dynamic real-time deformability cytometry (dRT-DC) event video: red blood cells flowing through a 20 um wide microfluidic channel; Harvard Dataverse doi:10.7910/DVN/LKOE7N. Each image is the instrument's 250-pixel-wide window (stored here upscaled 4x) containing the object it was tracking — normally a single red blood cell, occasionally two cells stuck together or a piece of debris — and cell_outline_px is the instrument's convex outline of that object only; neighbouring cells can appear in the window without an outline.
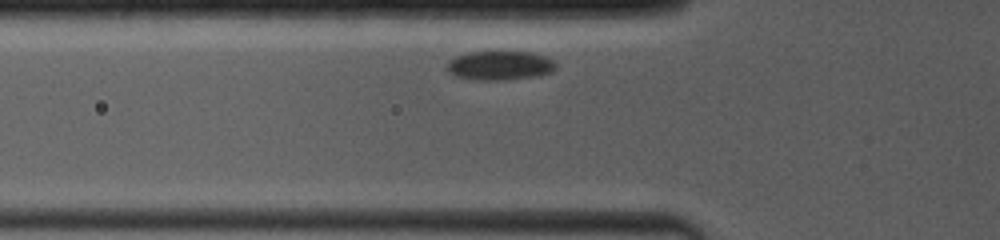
{"species": "common noctule bat (a hibernating species)", "species_latin": "Nyctalus noctula", "temperature_condition": "room temperature", "stored_images_in_passage": 14, "camera_frame_rate_fps": 4000, "um_per_image_px": 0.085, "animal": {"sex": "female", "body_mass_g": 19.0, "forearm_length_mm": 53.3}, "frame": {"image": 1, "passage_image": 2, "time_ms": 0.75, "image_size_px": [1000, 240], "cell_outline_px": [[556, 68], [552, 72], [536, 76], [508, 80], [476, 80], [456, 76], [448, 72], [444, 68], [444, 64], [448, 60], [456, 56], [468, 52], [496, 48], [532, 52], [548, 56], [556, 64]], "centroid_in_image_um": [42.46, 5.51], "position_along_channel_um": 83.3, "area_um2": 19.77}}
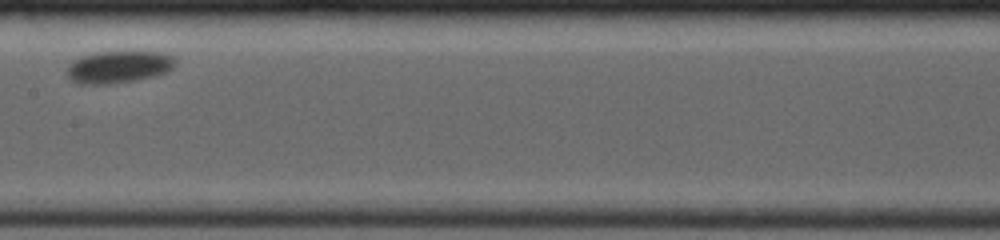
{"frame": {"image": 2, "passage_image": 7, "time_ms": 4.25, "image_size_px": [1000, 240], "cell_outline_px": [[176, 64], [168, 72], [152, 76], [132, 80], [108, 84], [80, 84], [72, 80], [68, 76], [68, 68], [72, 60], [80, 56], [96, 52], [164, 52], [176, 56]], "centroid_in_image_um": [10.11, 5.67], "position_along_channel_um": 197.3, "area_um2": 20.29}}
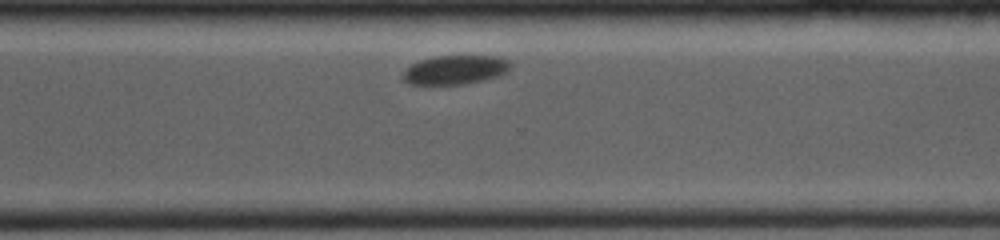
{"frame": {"image": 3, "passage_image": 13, "time_ms": 8.25, "image_size_px": [1000, 240], "cell_outline_px": [[512, 64], [500, 76], [484, 80], [464, 84], [408, 84], [400, 76], [404, 68], [420, 60], [436, 56], [500, 56], [508, 60]], "centroid_in_image_um": [38.66, 5.93], "position_along_channel_um": 331.9, "area_um2": 18.32}}